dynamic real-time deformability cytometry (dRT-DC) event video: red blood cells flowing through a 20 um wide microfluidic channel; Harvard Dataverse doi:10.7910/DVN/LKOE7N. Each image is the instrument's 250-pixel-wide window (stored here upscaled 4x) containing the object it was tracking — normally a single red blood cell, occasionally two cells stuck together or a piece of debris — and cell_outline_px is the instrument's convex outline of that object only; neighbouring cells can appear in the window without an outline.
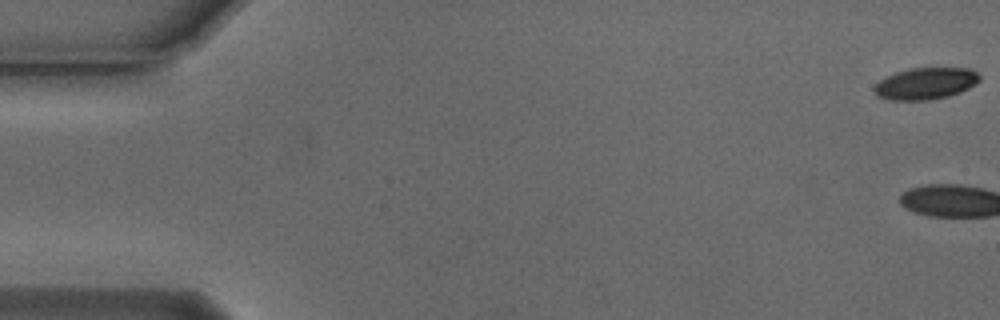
{"species": "Egyptian fruit bat (a non-hibernating species)", "species_latin": "Rousettus aegyptiacus", "temperature_condition": "cold", "stored_images_in_passage": 3, "camera_frame_rate_fps": 3000, "um_per_image_px": 0.085, "animal": {"sex": "male"}, "frame": {"image": 1, "passage_image": 1, "time_ms": 0.0, "image_size_px": [1000, 320], "cell_outline_px": [[980, 80], [976, 84], [960, 92], [948, 96], [928, 100], [892, 100], [876, 96], [872, 88], [880, 80], [896, 72], [908, 68], [968, 68], [976, 72], [980, 76]], "centroid_in_image_um": [78.66, 7.1], "position_along_channel_um": 6.3, "area_um2": 19.48}}